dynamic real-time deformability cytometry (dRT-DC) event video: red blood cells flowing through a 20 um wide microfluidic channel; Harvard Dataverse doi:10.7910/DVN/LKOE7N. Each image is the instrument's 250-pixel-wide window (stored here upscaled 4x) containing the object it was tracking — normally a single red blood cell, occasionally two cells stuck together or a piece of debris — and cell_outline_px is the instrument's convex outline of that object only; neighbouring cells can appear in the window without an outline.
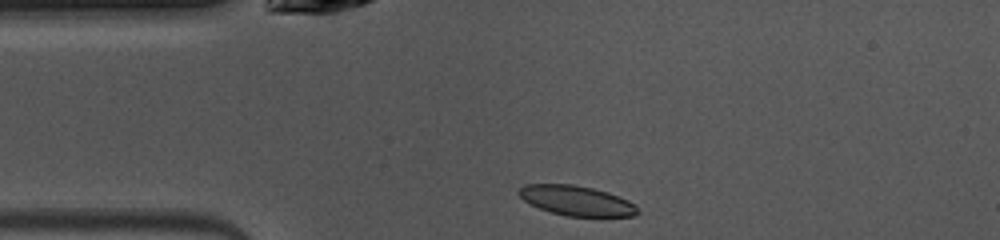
{"species": "common noctule bat (a hibernating species)", "species_latin": "Nyctalus noctula", "temperature_condition": "warm", "stored_images_in_passage": 39, "camera_frame_rate_fps": 3000, "um_per_image_px": 0.085, "animal": {"sex": "female", "body_mass_g": 10.0, "forearm_length_mm": 53.1}, "frame": {"image": 1, "passage_image": 1, "time_ms": 0.0, "image_size_px": [1000, 240], "cell_outline_px": [[640, 212], [636, 216], [568, 216], [552, 212], [540, 208], [524, 200], [516, 192], [524, 184], [572, 184], [592, 188], [608, 192], [628, 200], [636, 204]], "centroid_in_image_um": [49.04, 17.05], "position_along_channel_um": 36.0, "area_um2": 20.63}}
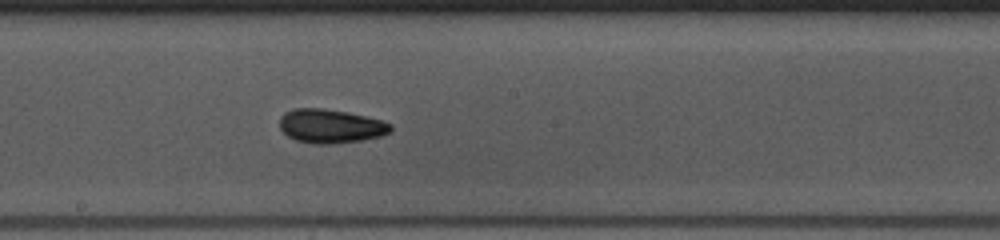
{"frame": {"image": 2, "passage_image": 16, "time_ms": 5.0, "image_size_px": [1000, 240], "cell_outline_px": [[392, 128], [388, 132], [380, 136], [360, 140], [328, 144], [316, 144], [296, 140], [288, 136], [280, 128], [280, 116], [284, 112], [292, 108], [324, 108], [348, 112], [380, 120], [392, 124]], "centroid_in_image_um": [28.06, 10.7], "position_along_channel_um": 220.1, "area_um2": 21.79}}
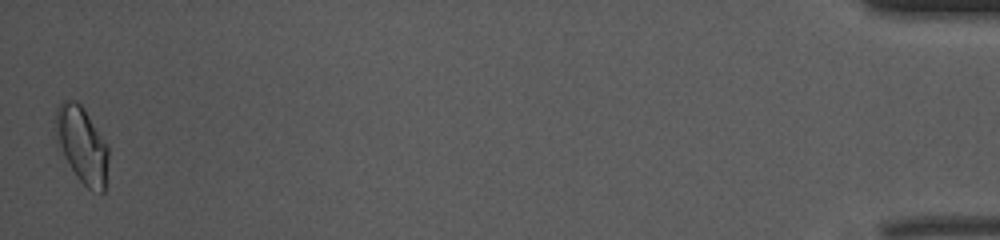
{"frame": {"image": 3, "passage_image": 39, "time_ms": 12.667, "image_size_px": [1000, 240], "cell_outline_px": [[108, 160], [104, 192], [100, 192], [88, 188], [76, 176], [56, 148], [56, 108], [64, 100], [76, 100], [84, 108], [108, 148]], "centroid_in_image_um": [6.93, 12.32], "position_along_channel_um": 428.3, "area_um2": 23.41}, "authors_computed_cell_mechanics": {"area_um2": 21.3282, "velocity_mm_per_s": 4.0523, "shape_relaxation_time_tau1_ms": 3.0787, "shape_relaxation_time_tau2_ms": 4.4729, "deformation_change_tau1": 0.1158, "deformation_change_tau2": 0.0821}}